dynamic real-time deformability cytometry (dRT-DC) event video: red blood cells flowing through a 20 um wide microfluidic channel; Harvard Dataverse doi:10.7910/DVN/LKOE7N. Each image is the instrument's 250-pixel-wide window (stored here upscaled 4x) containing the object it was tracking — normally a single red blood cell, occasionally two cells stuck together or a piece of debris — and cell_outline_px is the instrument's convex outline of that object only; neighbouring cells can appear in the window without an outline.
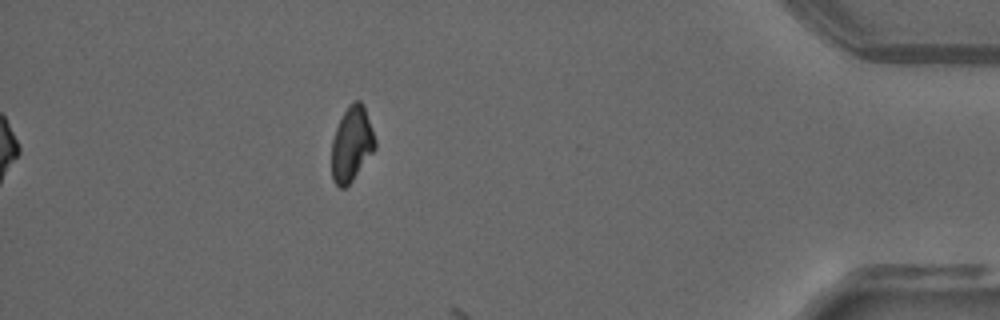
{"species": "common noctule bat (a hibernating species)", "species_latin": "Nyctalus noctula", "temperature_condition": "warm", "stored_images_in_passage": 33, "camera_frame_rate_fps": 3000, "um_per_image_px": 0.085, "animal": {"sex": "male", "forearm_length_mm": 52.5}, "frame": {"image": 1, "passage_image": 33, "time_ms": 10.667, "image_size_px": [1000, 320], "cell_outline_px": [[376, 148], [352, 180], [344, 188], [340, 188], [332, 180], [332, 140], [336, 128], [348, 104], [352, 100], [360, 100], [364, 104], [376, 140]], "centroid_in_image_um": [29.9, 12.21], "position_along_channel_um": 405.3, "area_um2": 18.96}}